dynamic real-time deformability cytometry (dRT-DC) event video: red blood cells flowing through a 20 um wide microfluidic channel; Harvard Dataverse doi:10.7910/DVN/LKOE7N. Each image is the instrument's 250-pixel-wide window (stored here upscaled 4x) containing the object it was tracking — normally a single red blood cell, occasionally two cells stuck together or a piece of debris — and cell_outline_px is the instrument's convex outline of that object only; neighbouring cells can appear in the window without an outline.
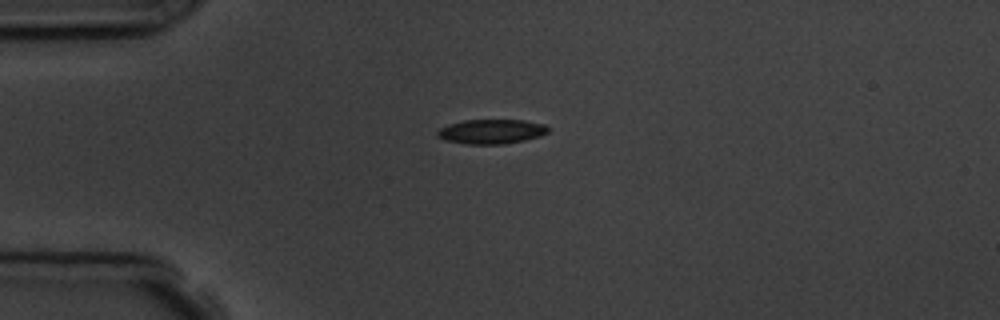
{"species": "common noctule bat (a hibernating species)", "species_latin": "Nyctalus noctula", "temperature_condition": "room temperature", "stored_images_in_passage": 8, "camera_frame_rate_fps": 3000, "um_per_image_px": 0.085, "animal": {"sex": "male", "body_mass_g": 19.5, "forearm_length_mm": 54.6}, "frame": {"image": 1, "passage_image": 1, "time_ms": 0.0, "image_size_px": [1000, 320], "cell_outline_px": [[548, 132], [540, 136], [524, 140], [504, 144], [468, 144], [444, 140], [436, 136], [436, 132], [440, 128], [448, 124], [464, 120], [524, 120], [544, 124], [548, 128]], "centroid_in_image_um": [41.74, 11.18], "position_along_channel_um": 43.3, "area_um2": 15.84}}
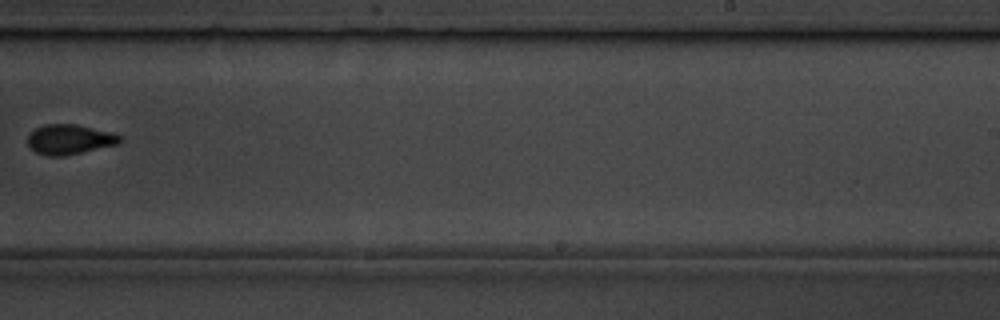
{"frame": {"image": 2, "passage_image": 7, "time_ms": 7.0, "image_size_px": [1000, 320], "cell_outline_px": [[124, 136], [120, 144], [64, 156], [48, 156], [36, 152], [28, 148], [28, 136], [36, 128], [44, 124], [76, 124], [112, 132]], "centroid_in_image_um": [5.95, 11.85], "position_along_channel_um": 283.1, "area_um2": 16.3}}